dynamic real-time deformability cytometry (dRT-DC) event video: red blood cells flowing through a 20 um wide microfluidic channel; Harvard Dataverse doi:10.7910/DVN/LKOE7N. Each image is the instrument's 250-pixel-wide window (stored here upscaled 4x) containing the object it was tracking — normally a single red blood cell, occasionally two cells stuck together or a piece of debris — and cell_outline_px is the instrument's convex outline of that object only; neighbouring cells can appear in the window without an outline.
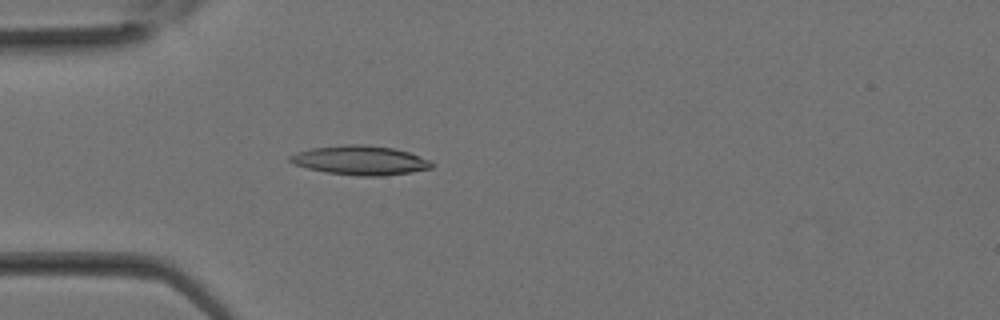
{"species": "Egyptian fruit bat (a non-hibernating species)", "species_latin": "Rousettus aegyptiacus", "temperature_condition": "room temperature", "stored_images_in_passage": 15, "camera_frame_rate_fps": 3000, "um_per_image_px": 0.085, "animal": {"sex": "female"}, "frame": {"image": 1, "passage_image": 9, "time_ms": 2.667, "image_size_px": [1000, 320], "cell_outline_px": [[432, 168], [412, 172], [380, 176], [360, 176], [328, 172], [308, 168], [296, 164], [288, 160], [288, 156], [296, 152], [312, 148], [348, 144], [364, 144], [392, 148], [408, 152], [428, 160], [432, 164]], "centroid_in_image_um": [30.6, 13.62], "position_along_channel_um": 54.4, "area_um2": 23.81}}
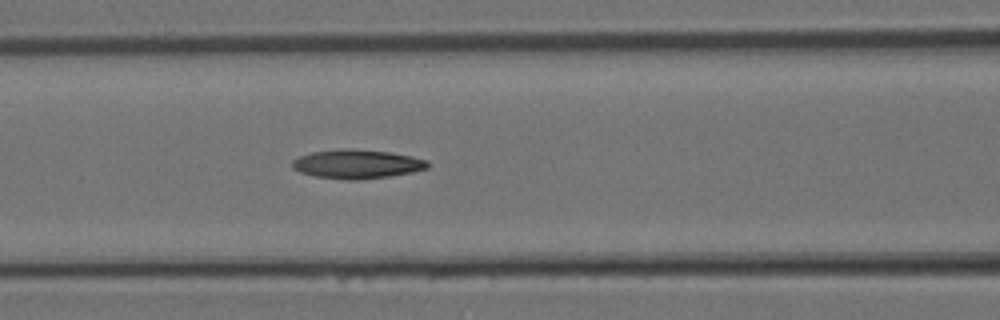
{"frame": {"image": 2, "passage_image": 13, "time_ms": 4.0, "image_size_px": [1000, 320], "cell_outline_px": [[428, 168], [412, 172], [388, 176], [360, 180], [348, 180], [316, 176], [300, 172], [292, 168], [292, 160], [300, 156], [312, 152], [340, 148], [348, 148], [388, 152], [412, 156], [428, 160]], "centroid_in_image_um": [30.33, 13.94], "position_along_channel_um": 136.3, "area_um2": 22.83}}
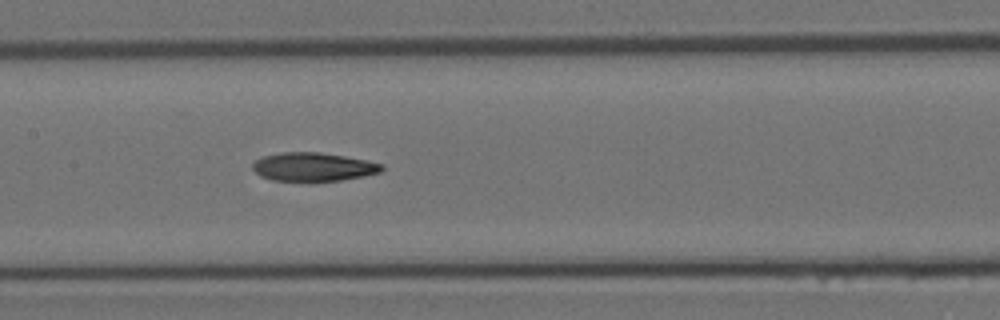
{"frame": {"image": 3, "passage_image": 15, "time_ms": 4.667, "image_size_px": [1000, 320], "cell_outline_px": [[384, 168], [380, 172], [364, 176], [340, 180], [272, 180], [260, 176], [252, 168], [252, 164], [256, 160], [264, 156], [280, 152], [320, 152], [344, 156], [384, 164]], "centroid_in_image_um": [26.62, 14.17], "position_along_channel_um": 180.8, "area_um2": 21.21}}